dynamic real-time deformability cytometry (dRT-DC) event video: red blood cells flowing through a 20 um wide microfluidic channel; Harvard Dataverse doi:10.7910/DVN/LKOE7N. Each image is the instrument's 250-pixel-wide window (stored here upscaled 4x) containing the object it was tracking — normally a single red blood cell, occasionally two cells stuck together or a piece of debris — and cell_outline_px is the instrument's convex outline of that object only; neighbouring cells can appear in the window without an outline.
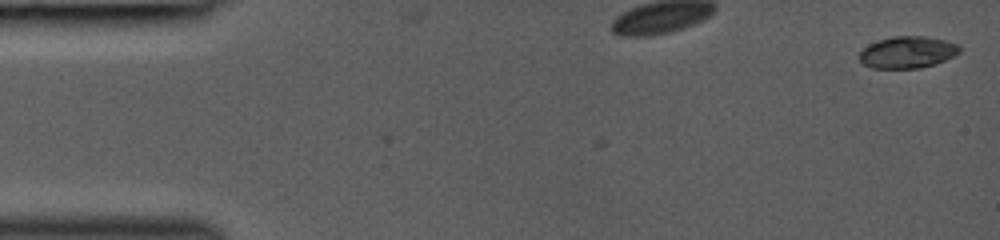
{"species": "common noctule bat (a hibernating species)", "species_latin": "Nyctalus noctula", "temperature_condition": "room temperature", "stored_images_in_passage": 3, "camera_frame_rate_fps": 3000, "um_per_image_px": 0.085, "animal": {"sex": "female", "body_mass_g": 19.0, "forearm_length_mm": 53.3}, "frame": {"image": 1, "passage_image": 3, "time_ms": 0.667, "image_size_px": [1000, 240], "cell_outline_px": [[960, 52], [936, 64], [920, 68], [872, 68], [864, 64], [860, 60], [860, 52], [868, 44], [892, 36], [924, 36], [948, 40], [960, 44]], "centroid_in_image_um": [77.17, 4.43], "position_along_channel_um": 7.8, "area_um2": 18.61}}